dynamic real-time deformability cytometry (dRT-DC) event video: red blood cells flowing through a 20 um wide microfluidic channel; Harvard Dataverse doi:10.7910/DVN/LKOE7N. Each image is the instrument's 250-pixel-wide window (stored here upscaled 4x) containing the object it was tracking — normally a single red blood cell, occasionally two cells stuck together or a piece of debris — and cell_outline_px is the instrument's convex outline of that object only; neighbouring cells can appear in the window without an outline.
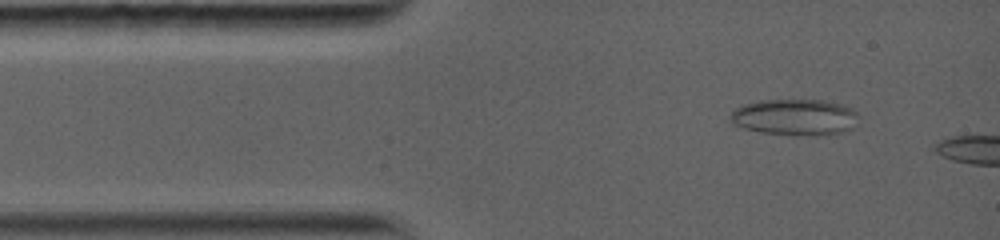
{"species": "common noctule bat (a hibernating species)", "species_latin": "Nyctalus noctula", "temperature_condition": "warm", "stored_images_in_passage": 4, "camera_frame_rate_fps": 5000, "um_per_image_px": 0.085, "animal": {"sex": "female", "body_mass_g": 19.0, "forearm_length_mm": 56.7}, "frame": {"image": 1, "passage_image": 2, "time_ms": 0.8, "image_size_px": [1000, 240], "cell_outline_px": [[860, 116], [856, 128], [844, 132], [828, 136], [796, 136], [760, 132], [736, 128], [728, 120], [732, 112], [736, 108], [748, 104], [776, 100], [812, 100], [836, 104], [848, 108], [856, 112]], "centroid_in_image_um": [67.59, 10.03], "position_along_channel_um": 17.4, "area_um2": 27.4}}